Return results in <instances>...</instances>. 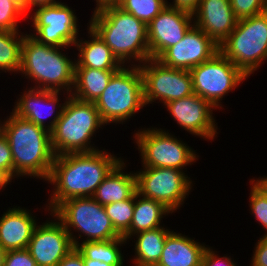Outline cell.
Instances as JSON below:
<instances>
[{
  "label": "cell",
  "mask_w": 267,
  "mask_h": 266,
  "mask_svg": "<svg viewBox=\"0 0 267 266\" xmlns=\"http://www.w3.org/2000/svg\"><path fill=\"white\" fill-rule=\"evenodd\" d=\"M194 25L203 30L218 46L236 27L230 0H201L192 14Z\"/></svg>",
  "instance_id": "19"
},
{
  "label": "cell",
  "mask_w": 267,
  "mask_h": 266,
  "mask_svg": "<svg viewBox=\"0 0 267 266\" xmlns=\"http://www.w3.org/2000/svg\"><path fill=\"white\" fill-rule=\"evenodd\" d=\"M10 114L5 120L0 119V131L10 145L13 179L28 176L46 181L55 158L50 132L13 112Z\"/></svg>",
  "instance_id": "2"
},
{
  "label": "cell",
  "mask_w": 267,
  "mask_h": 266,
  "mask_svg": "<svg viewBox=\"0 0 267 266\" xmlns=\"http://www.w3.org/2000/svg\"><path fill=\"white\" fill-rule=\"evenodd\" d=\"M185 172L173 168L143 167L135 171L137 193L161 202L174 213L192 192L193 180Z\"/></svg>",
  "instance_id": "11"
},
{
  "label": "cell",
  "mask_w": 267,
  "mask_h": 266,
  "mask_svg": "<svg viewBox=\"0 0 267 266\" xmlns=\"http://www.w3.org/2000/svg\"><path fill=\"white\" fill-rule=\"evenodd\" d=\"M63 100L65 104L60 118L50 132L54 155L98 150L91 140L98 129H103L106 125L101 120L95 103L81 101L71 95Z\"/></svg>",
  "instance_id": "5"
},
{
  "label": "cell",
  "mask_w": 267,
  "mask_h": 266,
  "mask_svg": "<svg viewBox=\"0 0 267 266\" xmlns=\"http://www.w3.org/2000/svg\"><path fill=\"white\" fill-rule=\"evenodd\" d=\"M75 11L64 2L34 8L27 18L34 28L30 34L39 43L53 47H73L79 39V21ZM31 14V15H30ZM30 15V16H29Z\"/></svg>",
  "instance_id": "12"
},
{
  "label": "cell",
  "mask_w": 267,
  "mask_h": 266,
  "mask_svg": "<svg viewBox=\"0 0 267 266\" xmlns=\"http://www.w3.org/2000/svg\"><path fill=\"white\" fill-rule=\"evenodd\" d=\"M96 1V7L93 12L100 11L106 7L118 6L121 0H94Z\"/></svg>",
  "instance_id": "41"
},
{
  "label": "cell",
  "mask_w": 267,
  "mask_h": 266,
  "mask_svg": "<svg viewBox=\"0 0 267 266\" xmlns=\"http://www.w3.org/2000/svg\"><path fill=\"white\" fill-rule=\"evenodd\" d=\"M208 245L170 230L156 266H201Z\"/></svg>",
  "instance_id": "21"
},
{
  "label": "cell",
  "mask_w": 267,
  "mask_h": 266,
  "mask_svg": "<svg viewBox=\"0 0 267 266\" xmlns=\"http://www.w3.org/2000/svg\"><path fill=\"white\" fill-rule=\"evenodd\" d=\"M249 207L251 215L264 228V235H267V190L254 178L250 179Z\"/></svg>",
  "instance_id": "31"
},
{
  "label": "cell",
  "mask_w": 267,
  "mask_h": 266,
  "mask_svg": "<svg viewBox=\"0 0 267 266\" xmlns=\"http://www.w3.org/2000/svg\"><path fill=\"white\" fill-rule=\"evenodd\" d=\"M259 178H256V180L267 190V176H263L262 178L260 176Z\"/></svg>",
  "instance_id": "44"
},
{
  "label": "cell",
  "mask_w": 267,
  "mask_h": 266,
  "mask_svg": "<svg viewBox=\"0 0 267 266\" xmlns=\"http://www.w3.org/2000/svg\"><path fill=\"white\" fill-rule=\"evenodd\" d=\"M200 2L201 0H173L172 3L167 1V6L193 14Z\"/></svg>",
  "instance_id": "39"
},
{
  "label": "cell",
  "mask_w": 267,
  "mask_h": 266,
  "mask_svg": "<svg viewBox=\"0 0 267 266\" xmlns=\"http://www.w3.org/2000/svg\"><path fill=\"white\" fill-rule=\"evenodd\" d=\"M88 23L124 66H139L151 58L147 25L118 6L93 12Z\"/></svg>",
  "instance_id": "3"
},
{
  "label": "cell",
  "mask_w": 267,
  "mask_h": 266,
  "mask_svg": "<svg viewBox=\"0 0 267 266\" xmlns=\"http://www.w3.org/2000/svg\"><path fill=\"white\" fill-rule=\"evenodd\" d=\"M48 213L52 220L36 226L27 247L37 266H57L75 248L64 225Z\"/></svg>",
  "instance_id": "15"
},
{
  "label": "cell",
  "mask_w": 267,
  "mask_h": 266,
  "mask_svg": "<svg viewBox=\"0 0 267 266\" xmlns=\"http://www.w3.org/2000/svg\"><path fill=\"white\" fill-rule=\"evenodd\" d=\"M193 25L192 14L170 6L165 7L147 25L150 57L157 59L167 48L179 43Z\"/></svg>",
  "instance_id": "17"
},
{
  "label": "cell",
  "mask_w": 267,
  "mask_h": 266,
  "mask_svg": "<svg viewBox=\"0 0 267 266\" xmlns=\"http://www.w3.org/2000/svg\"><path fill=\"white\" fill-rule=\"evenodd\" d=\"M11 182L12 179L4 171L0 170V190H4Z\"/></svg>",
  "instance_id": "42"
},
{
  "label": "cell",
  "mask_w": 267,
  "mask_h": 266,
  "mask_svg": "<svg viewBox=\"0 0 267 266\" xmlns=\"http://www.w3.org/2000/svg\"><path fill=\"white\" fill-rule=\"evenodd\" d=\"M21 93L23 94H19L12 112L51 132L60 118L65 104V101L60 103L62 102L60 101L62 92L28 87ZM47 117H51L52 120L50 119L46 124Z\"/></svg>",
  "instance_id": "18"
},
{
  "label": "cell",
  "mask_w": 267,
  "mask_h": 266,
  "mask_svg": "<svg viewBox=\"0 0 267 266\" xmlns=\"http://www.w3.org/2000/svg\"><path fill=\"white\" fill-rule=\"evenodd\" d=\"M118 7L148 25L167 7V0H121Z\"/></svg>",
  "instance_id": "30"
},
{
  "label": "cell",
  "mask_w": 267,
  "mask_h": 266,
  "mask_svg": "<svg viewBox=\"0 0 267 266\" xmlns=\"http://www.w3.org/2000/svg\"><path fill=\"white\" fill-rule=\"evenodd\" d=\"M5 249L0 245V266L4 265Z\"/></svg>",
  "instance_id": "45"
},
{
  "label": "cell",
  "mask_w": 267,
  "mask_h": 266,
  "mask_svg": "<svg viewBox=\"0 0 267 266\" xmlns=\"http://www.w3.org/2000/svg\"><path fill=\"white\" fill-rule=\"evenodd\" d=\"M0 170L13 180V158L7 138L0 131Z\"/></svg>",
  "instance_id": "35"
},
{
  "label": "cell",
  "mask_w": 267,
  "mask_h": 266,
  "mask_svg": "<svg viewBox=\"0 0 267 266\" xmlns=\"http://www.w3.org/2000/svg\"><path fill=\"white\" fill-rule=\"evenodd\" d=\"M143 80L145 106L166 103L193 94L192 77L189 70L176 69L163 65L157 59H147L139 65Z\"/></svg>",
  "instance_id": "13"
},
{
  "label": "cell",
  "mask_w": 267,
  "mask_h": 266,
  "mask_svg": "<svg viewBox=\"0 0 267 266\" xmlns=\"http://www.w3.org/2000/svg\"><path fill=\"white\" fill-rule=\"evenodd\" d=\"M60 2L59 0H26V15L28 16V13H31L32 10L38 7L53 5ZM31 10V11H30Z\"/></svg>",
  "instance_id": "40"
},
{
  "label": "cell",
  "mask_w": 267,
  "mask_h": 266,
  "mask_svg": "<svg viewBox=\"0 0 267 266\" xmlns=\"http://www.w3.org/2000/svg\"><path fill=\"white\" fill-rule=\"evenodd\" d=\"M217 52L219 46L203 30L193 25L179 43L167 48L157 60L165 66L190 71L210 60Z\"/></svg>",
  "instance_id": "16"
},
{
  "label": "cell",
  "mask_w": 267,
  "mask_h": 266,
  "mask_svg": "<svg viewBox=\"0 0 267 266\" xmlns=\"http://www.w3.org/2000/svg\"><path fill=\"white\" fill-rule=\"evenodd\" d=\"M134 130V141L140 153L142 167H163L177 170L187 169L199 159L196 150L178 139L165 128H143ZM186 167V168H185Z\"/></svg>",
  "instance_id": "9"
},
{
  "label": "cell",
  "mask_w": 267,
  "mask_h": 266,
  "mask_svg": "<svg viewBox=\"0 0 267 266\" xmlns=\"http://www.w3.org/2000/svg\"><path fill=\"white\" fill-rule=\"evenodd\" d=\"M21 17L25 19L27 15L19 4L14 0H0V30L20 31Z\"/></svg>",
  "instance_id": "32"
},
{
  "label": "cell",
  "mask_w": 267,
  "mask_h": 266,
  "mask_svg": "<svg viewBox=\"0 0 267 266\" xmlns=\"http://www.w3.org/2000/svg\"><path fill=\"white\" fill-rule=\"evenodd\" d=\"M88 38H80L74 44L78 53L75 58V67H90L105 71H118L124 65L112 53V50L100 38V36L87 26Z\"/></svg>",
  "instance_id": "22"
},
{
  "label": "cell",
  "mask_w": 267,
  "mask_h": 266,
  "mask_svg": "<svg viewBox=\"0 0 267 266\" xmlns=\"http://www.w3.org/2000/svg\"><path fill=\"white\" fill-rule=\"evenodd\" d=\"M31 210L17 207L8 208L0 217V245L6 252L26 249L34 229L39 224Z\"/></svg>",
  "instance_id": "20"
},
{
  "label": "cell",
  "mask_w": 267,
  "mask_h": 266,
  "mask_svg": "<svg viewBox=\"0 0 267 266\" xmlns=\"http://www.w3.org/2000/svg\"><path fill=\"white\" fill-rule=\"evenodd\" d=\"M69 47H53L39 43L28 32L23 37L19 73L31 80L30 88L61 91L70 95L74 85L75 59ZM63 51V53H62Z\"/></svg>",
  "instance_id": "4"
},
{
  "label": "cell",
  "mask_w": 267,
  "mask_h": 266,
  "mask_svg": "<svg viewBox=\"0 0 267 266\" xmlns=\"http://www.w3.org/2000/svg\"><path fill=\"white\" fill-rule=\"evenodd\" d=\"M230 4L238 20L267 11V0H230Z\"/></svg>",
  "instance_id": "33"
},
{
  "label": "cell",
  "mask_w": 267,
  "mask_h": 266,
  "mask_svg": "<svg viewBox=\"0 0 267 266\" xmlns=\"http://www.w3.org/2000/svg\"><path fill=\"white\" fill-rule=\"evenodd\" d=\"M83 261L85 266H115V265H108L104 262H99L98 260L93 261L85 258L84 256H83Z\"/></svg>",
  "instance_id": "43"
},
{
  "label": "cell",
  "mask_w": 267,
  "mask_h": 266,
  "mask_svg": "<svg viewBox=\"0 0 267 266\" xmlns=\"http://www.w3.org/2000/svg\"><path fill=\"white\" fill-rule=\"evenodd\" d=\"M3 266H37L28 249H18L5 253Z\"/></svg>",
  "instance_id": "34"
},
{
  "label": "cell",
  "mask_w": 267,
  "mask_h": 266,
  "mask_svg": "<svg viewBox=\"0 0 267 266\" xmlns=\"http://www.w3.org/2000/svg\"><path fill=\"white\" fill-rule=\"evenodd\" d=\"M51 213L64 225L75 247L80 243V239H83V242H92L122 237L114 229L104 205H101L92 197L67 199L61 202ZM73 232H77L79 237L74 235Z\"/></svg>",
  "instance_id": "6"
},
{
  "label": "cell",
  "mask_w": 267,
  "mask_h": 266,
  "mask_svg": "<svg viewBox=\"0 0 267 266\" xmlns=\"http://www.w3.org/2000/svg\"><path fill=\"white\" fill-rule=\"evenodd\" d=\"M117 71H105L90 67H75L71 96L85 102L95 103Z\"/></svg>",
  "instance_id": "24"
},
{
  "label": "cell",
  "mask_w": 267,
  "mask_h": 266,
  "mask_svg": "<svg viewBox=\"0 0 267 266\" xmlns=\"http://www.w3.org/2000/svg\"><path fill=\"white\" fill-rule=\"evenodd\" d=\"M170 229L162 227L141 231L132 235L134 240V266H156L161 258L166 237Z\"/></svg>",
  "instance_id": "26"
},
{
  "label": "cell",
  "mask_w": 267,
  "mask_h": 266,
  "mask_svg": "<svg viewBox=\"0 0 267 266\" xmlns=\"http://www.w3.org/2000/svg\"><path fill=\"white\" fill-rule=\"evenodd\" d=\"M0 30V73H18L21 65V48L25 33ZM2 71V72H1Z\"/></svg>",
  "instance_id": "28"
},
{
  "label": "cell",
  "mask_w": 267,
  "mask_h": 266,
  "mask_svg": "<svg viewBox=\"0 0 267 266\" xmlns=\"http://www.w3.org/2000/svg\"><path fill=\"white\" fill-rule=\"evenodd\" d=\"M135 205V194L126 200L104 205L114 229L123 237L130 228Z\"/></svg>",
  "instance_id": "29"
},
{
  "label": "cell",
  "mask_w": 267,
  "mask_h": 266,
  "mask_svg": "<svg viewBox=\"0 0 267 266\" xmlns=\"http://www.w3.org/2000/svg\"><path fill=\"white\" fill-rule=\"evenodd\" d=\"M123 237L105 241L81 242L76 248L87 259L98 260L108 265L124 266L121 246H125Z\"/></svg>",
  "instance_id": "27"
},
{
  "label": "cell",
  "mask_w": 267,
  "mask_h": 266,
  "mask_svg": "<svg viewBox=\"0 0 267 266\" xmlns=\"http://www.w3.org/2000/svg\"><path fill=\"white\" fill-rule=\"evenodd\" d=\"M250 266H267V235L256 242Z\"/></svg>",
  "instance_id": "37"
},
{
  "label": "cell",
  "mask_w": 267,
  "mask_h": 266,
  "mask_svg": "<svg viewBox=\"0 0 267 266\" xmlns=\"http://www.w3.org/2000/svg\"><path fill=\"white\" fill-rule=\"evenodd\" d=\"M193 93L205 99L215 109L223 107V97L247 80L248 76L220 51L210 60L190 70Z\"/></svg>",
  "instance_id": "10"
},
{
  "label": "cell",
  "mask_w": 267,
  "mask_h": 266,
  "mask_svg": "<svg viewBox=\"0 0 267 266\" xmlns=\"http://www.w3.org/2000/svg\"><path fill=\"white\" fill-rule=\"evenodd\" d=\"M211 248L212 247L209 245L206 248L203 254L201 266H237V263L233 258L230 256L227 257V255H224L223 257L218 256V252Z\"/></svg>",
  "instance_id": "36"
},
{
  "label": "cell",
  "mask_w": 267,
  "mask_h": 266,
  "mask_svg": "<svg viewBox=\"0 0 267 266\" xmlns=\"http://www.w3.org/2000/svg\"><path fill=\"white\" fill-rule=\"evenodd\" d=\"M14 1L22 7L24 13L26 14V0H14Z\"/></svg>",
  "instance_id": "46"
},
{
  "label": "cell",
  "mask_w": 267,
  "mask_h": 266,
  "mask_svg": "<svg viewBox=\"0 0 267 266\" xmlns=\"http://www.w3.org/2000/svg\"><path fill=\"white\" fill-rule=\"evenodd\" d=\"M164 106L170 117L194 137L210 141L217 136L218 127L213 115V110L217 109L197 94L170 101Z\"/></svg>",
  "instance_id": "14"
},
{
  "label": "cell",
  "mask_w": 267,
  "mask_h": 266,
  "mask_svg": "<svg viewBox=\"0 0 267 266\" xmlns=\"http://www.w3.org/2000/svg\"><path fill=\"white\" fill-rule=\"evenodd\" d=\"M172 213L173 212L161 202L144 198L136 192L131 225L129 231L123 238L129 242L131 236L138 232L162 227V218Z\"/></svg>",
  "instance_id": "25"
},
{
  "label": "cell",
  "mask_w": 267,
  "mask_h": 266,
  "mask_svg": "<svg viewBox=\"0 0 267 266\" xmlns=\"http://www.w3.org/2000/svg\"><path fill=\"white\" fill-rule=\"evenodd\" d=\"M122 158L106 152L105 148L55 156L46 180V183L54 186L45 211L51 213L61 202L70 198L92 197Z\"/></svg>",
  "instance_id": "1"
},
{
  "label": "cell",
  "mask_w": 267,
  "mask_h": 266,
  "mask_svg": "<svg viewBox=\"0 0 267 266\" xmlns=\"http://www.w3.org/2000/svg\"><path fill=\"white\" fill-rule=\"evenodd\" d=\"M57 266H85L83 255L75 247L58 263Z\"/></svg>",
  "instance_id": "38"
},
{
  "label": "cell",
  "mask_w": 267,
  "mask_h": 266,
  "mask_svg": "<svg viewBox=\"0 0 267 266\" xmlns=\"http://www.w3.org/2000/svg\"><path fill=\"white\" fill-rule=\"evenodd\" d=\"M219 51L248 77L267 60V11L239 19Z\"/></svg>",
  "instance_id": "8"
},
{
  "label": "cell",
  "mask_w": 267,
  "mask_h": 266,
  "mask_svg": "<svg viewBox=\"0 0 267 266\" xmlns=\"http://www.w3.org/2000/svg\"><path fill=\"white\" fill-rule=\"evenodd\" d=\"M124 161L123 158L110 171L93 194L92 198L101 205L129 199L137 192L135 171H125L127 165Z\"/></svg>",
  "instance_id": "23"
},
{
  "label": "cell",
  "mask_w": 267,
  "mask_h": 266,
  "mask_svg": "<svg viewBox=\"0 0 267 266\" xmlns=\"http://www.w3.org/2000/svg\"><path fill=\"white\" fill-rule=\"evenodd\" d=\"M95 105L106 126L110 123L124 124L131 116L134 117L138 111L146 107L139 66L127 65L118 70Z\"/></svg>",
  "instance_id": "7"
}]
</instances>
